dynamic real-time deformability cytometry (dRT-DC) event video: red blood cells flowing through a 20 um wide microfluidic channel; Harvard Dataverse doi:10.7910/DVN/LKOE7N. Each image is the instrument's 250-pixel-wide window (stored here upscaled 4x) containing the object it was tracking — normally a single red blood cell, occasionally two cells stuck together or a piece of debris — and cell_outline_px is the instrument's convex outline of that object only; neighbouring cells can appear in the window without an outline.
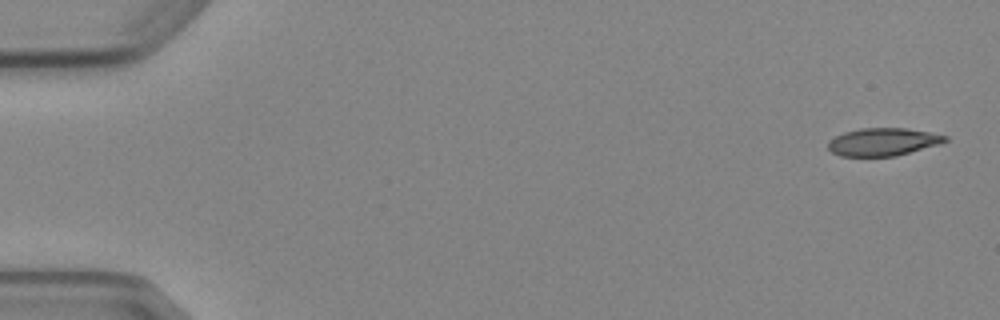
{"species": "Egyptian fruit bat (a non-hibernating species)", "species_latin": "Rousettus aegyptiacus", "temperature_condition": "cold", "stored_images_in_passage": 4, "camera_frame_rate_fps": 3000, "um_per_image_px": 0.085, "animal": {"sex": "female"}, "frame": {"image": 1, "passage_image": 1, "time_ms": 0.0, "image_size_px": [1000, 320], "cell_outline_px": [[948, 140], [940, 144], [896, 156], [840, 156], [832, 152], [828, 148], [828, 140], [844, 132], [860, 128], [908, 128], [948, 136]], "centroid_in_image_um": [75.05, 12.06], "position_along_channel_um": 10.0, "area_um2": 18.96}}